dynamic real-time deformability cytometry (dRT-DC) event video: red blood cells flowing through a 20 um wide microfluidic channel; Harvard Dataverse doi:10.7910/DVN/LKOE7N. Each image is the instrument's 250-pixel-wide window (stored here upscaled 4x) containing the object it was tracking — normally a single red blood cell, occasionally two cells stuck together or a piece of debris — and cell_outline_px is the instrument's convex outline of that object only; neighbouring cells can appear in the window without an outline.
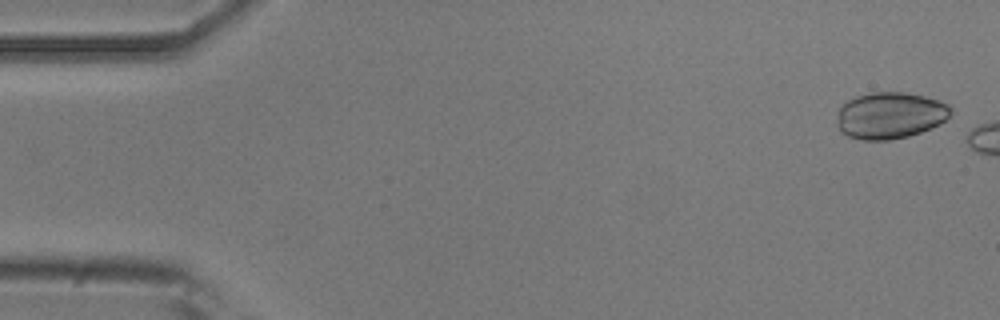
{"species": "common noctule bat (a hibernating species)", "species_latin": "Nyctalus noctula", "temperature_condition": "room temperature", "stored_images_in_passage": 6, "camera_frame_rate_fps": 3000, "um_per_image_px": 0.085, "animal": {"sex": "male", "body_mass_g": 20.5, "forearm_length_mm": 52.5}, "frame": {"image": 1, "passage_image": 2, "time_ms": 0.333, "image_size_px": [1000, 320], "cell_outline_px": [[952, 112], [940, 124], [920, 132], [908, 136], [888, 140], [864, 140], [848, 136], [840, 132], [836, 124], [836, 120], [840, 108], [848, 100], [856, 96], [872, 92], [904, 92], [924, 96], [948, 104], [952, 108]], "centroid_in_image_um": [75.64, 9.81], "position_along_channel_um": 9.4, "area_um2": 30.87}}